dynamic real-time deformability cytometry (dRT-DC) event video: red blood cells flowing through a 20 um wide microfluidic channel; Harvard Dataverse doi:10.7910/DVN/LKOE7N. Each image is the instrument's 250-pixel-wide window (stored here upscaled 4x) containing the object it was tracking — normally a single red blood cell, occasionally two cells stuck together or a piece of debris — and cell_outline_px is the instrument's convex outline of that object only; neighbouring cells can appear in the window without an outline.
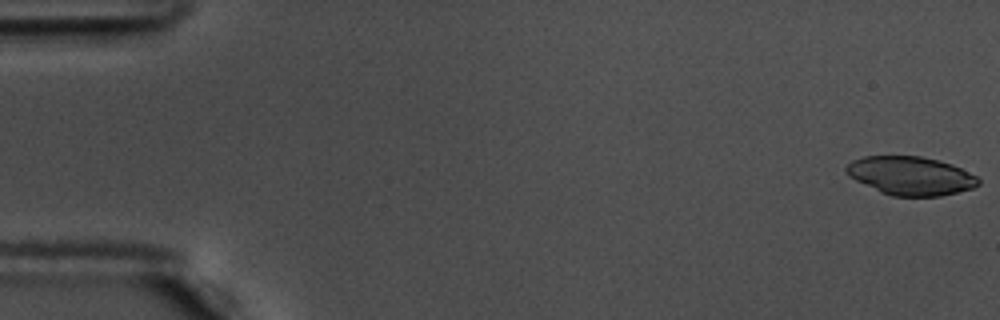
{"species": "common noctule bat (a hibernating species)", "species_latin": "Nyctalus noctula", "temperature_condition": "warm", "stored_images_in_passage": 56, "camera_frame_rate_fps": 3000, "um_per_image_px": 0.085, "animal": {"sex": "male", "body_mass_g": 17.5, "forearm_length_mm": 52.3}, "frame": {"image": 1, "passage_image": 1, "time_ms": 0.0, "image_size_px": [1000, 320], "cell_outline_px": [[980, 184], [972, 188], [940, 196], [892, 196], [880, 192], [848, 176], [844, 172], [844, 168], [852, 160], [864, 156], [920, 156], [952, 164], [976, 176], [980, 180]], "centroid_in_image_um": [77.37, 14.94], "position_along_channel_um": 7.6, "area_um2": 29.59}}